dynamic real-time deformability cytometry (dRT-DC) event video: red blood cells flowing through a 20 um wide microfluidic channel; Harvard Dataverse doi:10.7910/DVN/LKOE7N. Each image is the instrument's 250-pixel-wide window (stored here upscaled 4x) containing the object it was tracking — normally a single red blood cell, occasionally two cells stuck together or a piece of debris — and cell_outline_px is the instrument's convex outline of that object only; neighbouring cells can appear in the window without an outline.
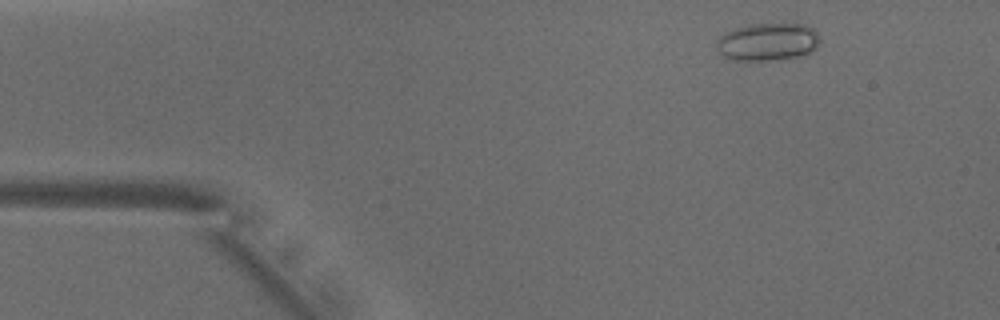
{"species": "common noctule bat (a hibernating species)", "species_latin": "Nyctalus noctula", "temperature_condition": "warm", "stored_images_in_passage": 34, "camera_frame_rate_fps": 3000, "um_per_image_px": 0.085, "animal": {"sex": "male", "body_mass_g": 18.8}, "frame": {"image": 1, "passage_image": 1, "time_ms": 0.0, "image_size_px": [1000, 320], "cell_outline_px": [[820, 40], [816, 48], [812, 52], [804, 56], [776, 60], [736, 60], [724, 56], [716, 48], [716, 40], [724, 32], [732, 28], [744, 24], [804, 24], [812, 28], [820, 36]], "centroid_in_image_um": [65.26, 3.55], "position_along_channel_um": 19.7, "area_um2": 23.12}}
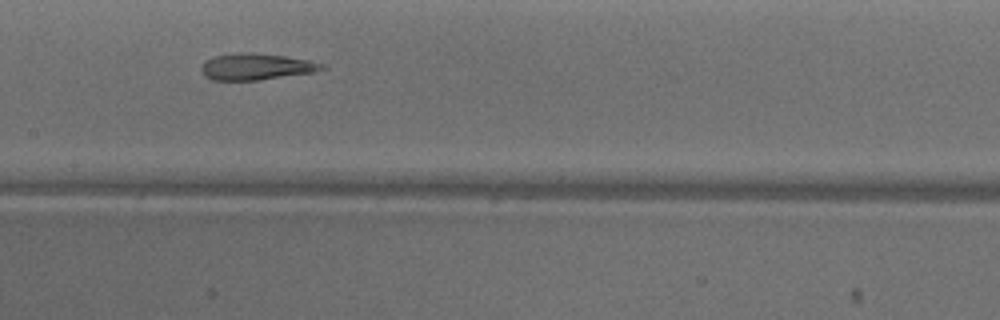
{"frame": {"image": 2, "passage_image": 19, "time_ms": 6.0, "image_size_px": [1000, 320], "cell_outline_px": [[328, 68], [312, 72], [256, 80], [212, 80], [204, 76], [200, 68], [204, 60], [212, 56], [240, 52], [252, 52], [284, 56], [308, 60], [328, 64]], "centroid_in_image_um": [21.75, 5.65], "position_along_channel_um": 185.6, "area_um2": 18.73}}
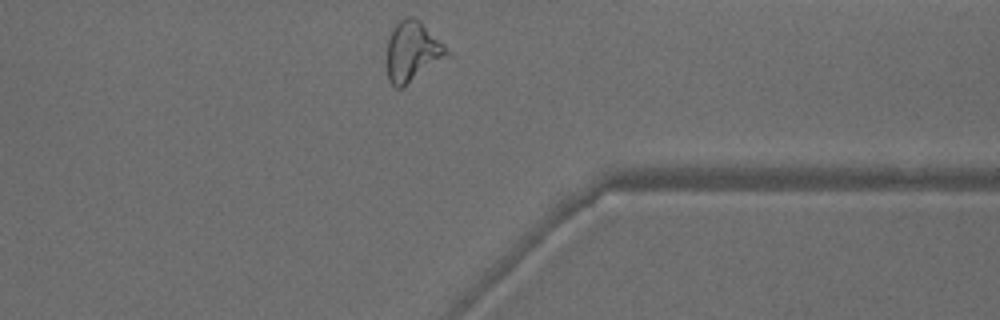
{"frame": {"image": 3, "passage_image": 34, "time_ms": 11.0, "image_size_px": [1000, 320], "cell_outline_px": [[452, 56], [404, 88], [396, 88], [388, 80], [388, 40], [396, 24], [404, 16], [412, 16], [420, 20], [452, 52]], "centroid_in_image_um": [35.13, 4.42], "position_along_channel_um": 376.3, "area_um2": 21.62}, "authors_computed_cell_mechanics": {"area_um2": 19.652, "velocity_mm_per_s": 3.9803, "shape_relaxation_time_tau1_ms": null, "shape_relaxation_time_tau2_ms": 3.1198, "deformation_change_tau1": null, "deformation_change_tau2": 0.1673}}